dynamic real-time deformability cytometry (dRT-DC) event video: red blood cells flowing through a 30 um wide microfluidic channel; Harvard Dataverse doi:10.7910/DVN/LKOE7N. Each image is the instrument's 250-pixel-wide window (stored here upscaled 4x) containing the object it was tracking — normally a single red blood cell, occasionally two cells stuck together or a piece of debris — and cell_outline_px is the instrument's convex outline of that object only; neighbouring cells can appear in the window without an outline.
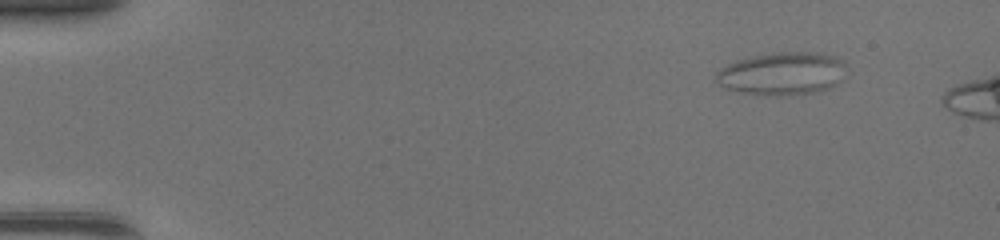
{"species": "common noctule bat (a hibernating species)", "species_latin": "Nyctalus noctula", "temperature_condition": "warm", "stored_images_in_passage": 43, "camera_frame_rate_fps": 3000, "um_per_image_px": 0.085, "animal": {"sex": "female", "body_mass_g": 17.0, "forearm_length_mm": 48.0}, "frame": {"image": 1, "passage_image": 1, "time_ms": 0.0, "image_size_px": [1000, 240], "cell_outline_px": [[844, 64], [840, 80], [836, 84], [828, 88], [812, 92], [784, 96], [776, 96], [740, 92], [724, 88], [716, 80], [716, 72], [720, 68], [736, 60], [756, 56], [780, 52], [816, 52], [836, 56]], "centroid_in_image_um": [66.45, 6.26], "position_along_channel_um": 18.6, "area_um2": 32.14}}
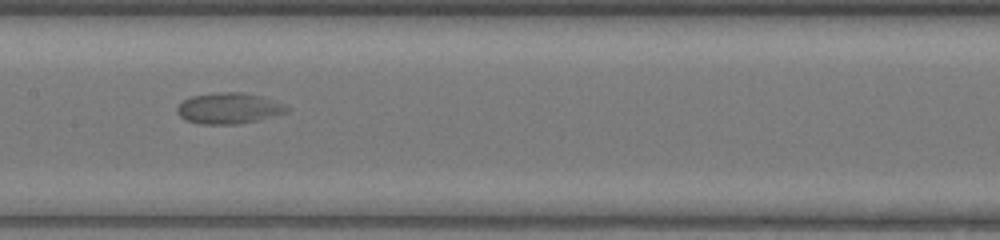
{"frame": {"image": 2, "passage_image": 21, "time_ms": 6.667, "image_size_px": [1000, 240], "cell_outline_px": [[288, 112], [260, 120], [236, 124], [200, 124], [184, 120], [176, 112], [176, 108], [184, 100], [192, 96], [220, 92], [240, 92], [264, 96], [284, 104], [288, 108]], "centroid_in_image_um": [19.46, 9.21], "position_along_channel_um": 187.9, "area_um2": 19.88}}
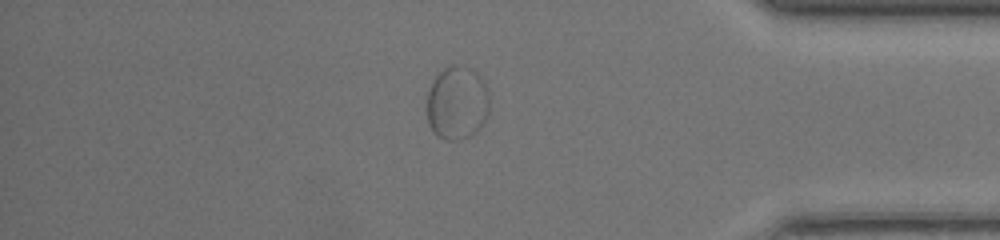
{"frame": {"image": 3, "passage_image": 37, "time_ms": 12.0, "image_size_px": [1000, 240], "cell_outline_px": [[488, 112], [480, 128], [476, 132], [468, 136], [456, 140], [444, 140], [436, 136], [432, 132], [428, 124], [428, 92], [432, 80], [444, 68], [452, 64], [456, 64], [472, 68], [484, 80], [488, 92]], "centroid_in_image_um": [38.84, 8.74], "position_along_channel_um": 396.4, "area_um2": 26.99}}